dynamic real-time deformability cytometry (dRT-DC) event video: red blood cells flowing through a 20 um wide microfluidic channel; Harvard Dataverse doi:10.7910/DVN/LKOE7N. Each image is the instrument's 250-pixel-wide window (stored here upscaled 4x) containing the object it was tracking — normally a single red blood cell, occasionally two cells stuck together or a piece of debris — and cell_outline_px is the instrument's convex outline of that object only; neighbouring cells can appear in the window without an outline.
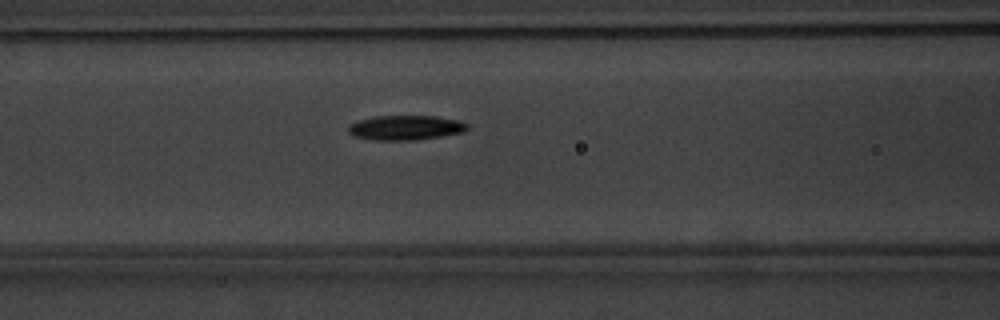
{"species": "common noctule bat (a hibernating species)", "species_latin": "Nyctalus noctula", "temperature_condition": "warm", "stored_images_in_passage": 53, "camera_frame_rate_fps": 3000, "um_per_image_px": 0.085, "animal": {"sex": "male", "body_mass_g": 20.1, "forearm_length_mm": 53.5}, "frame": {"image": 1, "passage_image": 22, "time_ms": 7.0, "image_size_px": [1000, 320], "cell_outline_px": [[468, 128], [464, 132], [416, 140], [372, 140], [356, 136], [348, 132], [348, 124], [360, 120], [376, 116], [436, 116], [460, 120], [468, 124]], "centroid_in_image_um": [34.49, 10.85], "position_along_channel_um": 132.1, "area_um2": 17.11}}
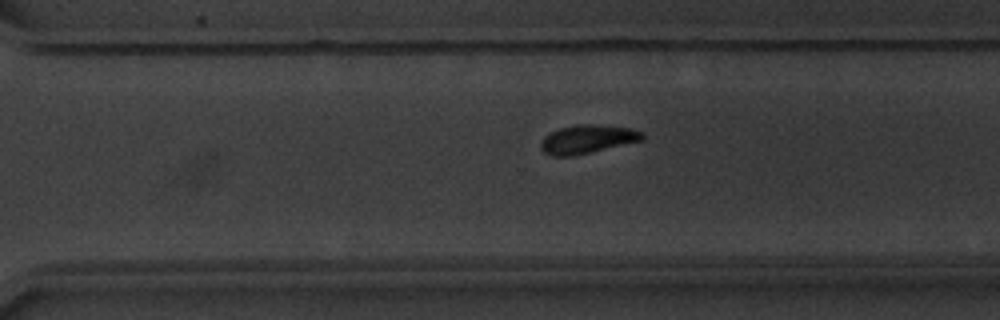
{"frame": {"image": 2, "passage_image": 37, "time_ms": 12.0, "image_size_px": [1000, 320], "cell_outline_px": [[644, 136], [640, 140], [572, 156], [552, 156], [544, 152], [540, 148], [540, 144], [544, 136], [560, 128], [580, 124], [592, 124], [632, 128], [644, 132]], "centroid_in_image_um": [49.9, 11.82], "position_along_channel_um": 320.7, "area_um2": 16.53}}
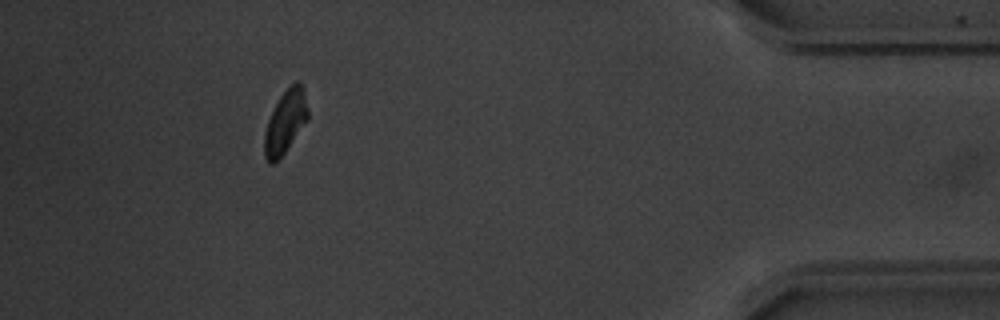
{"frame": {"image": 3, "passage_image": 48, "time_ms": 15.667, "image_size_px": [1000, 320], "cell_outline_px": [[308, 120], [284, 152], [272, 164], [268, 164], [264, 156], [264, 132], [268, 120], [280, 96], [296, 80], [300, 80], [304, 88], [308, 108]], "centroid_in_image_um": [24.27, 10.33], "position_along_channel_um": 410.9, "area_um2": 15.9}, "authors_computed_cell_mechanics": {"area_um2": 16.5886, "velocity_mm_per_s": 3.7789, "shape_relaxation_time_tau1_ms": 2.6151, "shape_relaxation_time_tau2_ms": 10.0952, "deformation_change_tau1": 0.1344, "deformation_change_tau2": 0.1506}}